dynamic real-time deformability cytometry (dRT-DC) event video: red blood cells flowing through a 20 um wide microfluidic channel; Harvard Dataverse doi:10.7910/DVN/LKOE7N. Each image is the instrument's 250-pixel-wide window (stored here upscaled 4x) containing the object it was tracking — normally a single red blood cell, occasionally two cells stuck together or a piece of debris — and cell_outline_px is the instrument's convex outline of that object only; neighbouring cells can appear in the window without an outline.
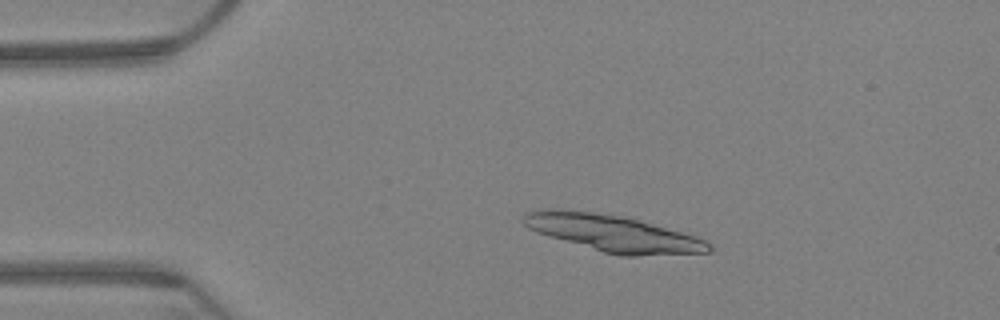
{"species": "Egyptian fruit bat (a non-hibernating species)", "species_latin": "Rousettus aegyptiacus", "temperature_condition": "warm", "stored_images_in_passage": 27, "camera_frame_rate_fps": 3000, "um_per_image_px": 0.085, "animal": {"sex": "female"}, "frame": {"image": 1, "passage_image": 12, "time_ms": 3.667, "image_size_px": [1000, 320], "cell_outline_px": [[712, 252], [636, 256], [620, 256], [604, 252], [536, 232], [528, 228], [520, 220], [524, 212], [544, 208], [552, 208], [592, 212], [620, 216], [652, 224], [680, 232], [704, 240], [712, 244]], "centroid_in_image_um": [52.04, 19.82], "position_along_channel_um": 33.0, "area_um2": 39.07}}